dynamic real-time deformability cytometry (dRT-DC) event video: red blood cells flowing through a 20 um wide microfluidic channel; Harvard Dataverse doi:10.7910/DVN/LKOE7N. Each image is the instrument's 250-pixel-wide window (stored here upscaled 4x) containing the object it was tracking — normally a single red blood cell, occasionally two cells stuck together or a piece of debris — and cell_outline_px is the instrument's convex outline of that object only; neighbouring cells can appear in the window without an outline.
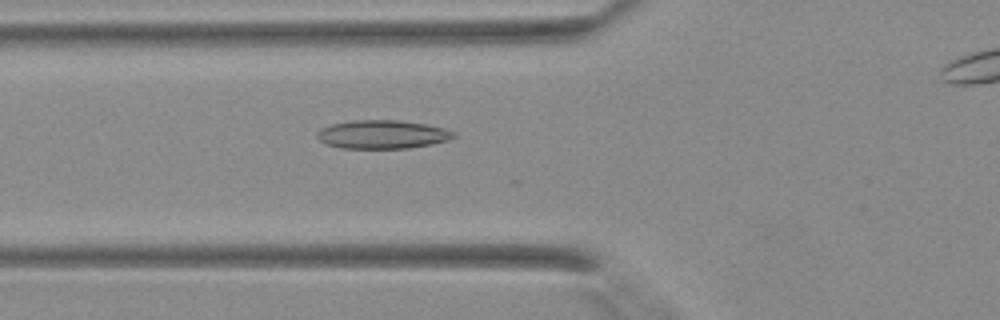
{"species": "Egyptian fruit bat (a non-hibernating species)", "species_latin": "Rousettus aegyptiacus", "temperature_condition": "warm", "stored_images_in_passage": 24, "camera_frame_rate_fps": 3000, "um_per_image_px": 0.085, "animal": {"sex": "female"}, "frame": {"image": 1, "passage_image": 2, "time_ms": 0.333, "image_size_px": [1000, 320], "cell_outline_px": [[456, 136], [448, 140], [432, 144], [408, 148], [340, 148], [324, 144], [316, 136], [316, 132], [320, 128], [332, 124], [352, 120], [400, 120], [424, 124], [444, 128], [456, 132]], "centroid_in_image_um": [32.48, 11.42], "position_along_channel_um": 93.3, "area_um2": 22.83}}
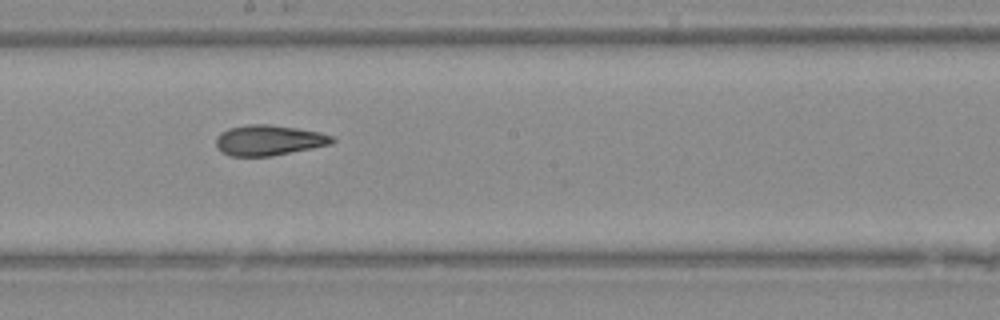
{"frame": {"image": 2, "passage_image": 10, "time_ms": 3.0, "image_size_px": [1000, 320], "cell_outline_px": [[336, 140], [328, 144], [312, 148], [272, 156], [228, 156], [220, 152], [216, 144], [216, 136], [228, 128], [248, 124], [272, 124], [320, 132], [332, 136]], "centroid_in_image_um": [22.8, 11.92], "position_along_channel_um": 225.4, "area_um2": 20.63}}
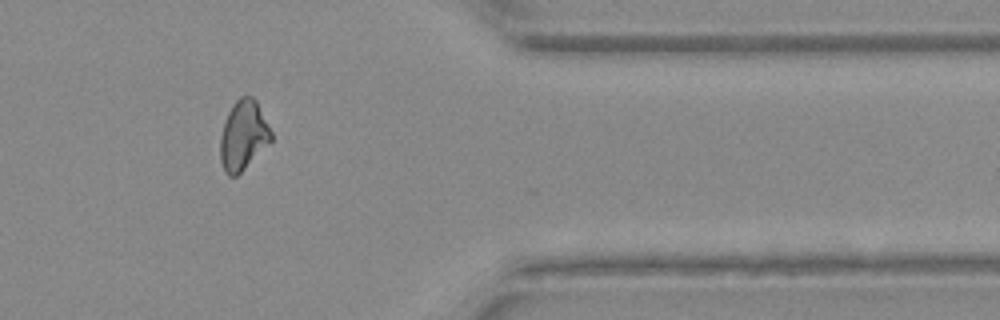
{"frame": {"image": 3, "passage_image": 21, "time_ms": 6.667, "image_size_px": [1000, 320], "cell_outline_px": [[272, 140], [236, 176], [228, 176], [224, 172], [220, 160], [220, 136], [224, 120], [228, 112], [236, 100], [240, 96], [252, 96], [256, 100], [272, 132]], "centroid_in_image_um": [20.66, 11.5], "position_along_channel_um": 390.7, "area_um2": 20.52}}